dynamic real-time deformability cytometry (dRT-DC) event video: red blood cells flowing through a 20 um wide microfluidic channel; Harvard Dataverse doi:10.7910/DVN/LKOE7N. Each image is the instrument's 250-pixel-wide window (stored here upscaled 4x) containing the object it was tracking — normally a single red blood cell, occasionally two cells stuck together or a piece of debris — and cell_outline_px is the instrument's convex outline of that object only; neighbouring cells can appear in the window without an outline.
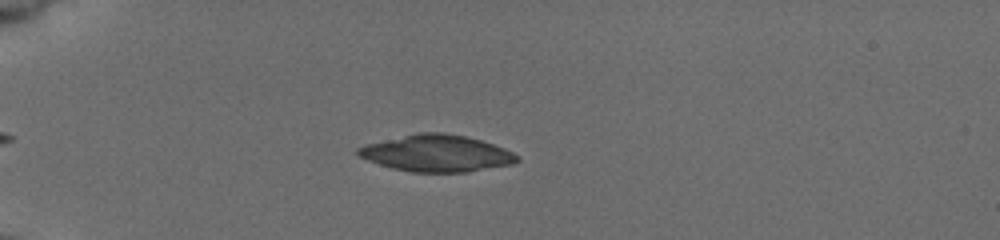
{"species": "common noctule bat (a hibernating species)", "species_latin": "Nyctalus noctula", "temperature_condition": "cold", "stored_images_in_passage": 11, "camera_frame_rate_fps": 3000, "um_per_image_px": 0.085, "animal": {"sex": "female", "body_mass_g": 19.5, "forearm_length_mm": 54.1}, "frame": {"image": 1, "passage_image": 8, "time_ms": 2.333, "image_size_px": [1000, 240], "cell_outline_px": [[520, 160], [512, 164], [468, 172], [412, 172], [392, 168], [368, 160], [360, 156], [356, 152], [356, 148], [368, 144], [416, 132], [444, 132], [464, 136], [480, 140], [504, 148], [520, 156]], "centroid_in_image_um": [37.14, 13.03], "position_along_channel_um": 47.9, "area_um2": 33.87}}